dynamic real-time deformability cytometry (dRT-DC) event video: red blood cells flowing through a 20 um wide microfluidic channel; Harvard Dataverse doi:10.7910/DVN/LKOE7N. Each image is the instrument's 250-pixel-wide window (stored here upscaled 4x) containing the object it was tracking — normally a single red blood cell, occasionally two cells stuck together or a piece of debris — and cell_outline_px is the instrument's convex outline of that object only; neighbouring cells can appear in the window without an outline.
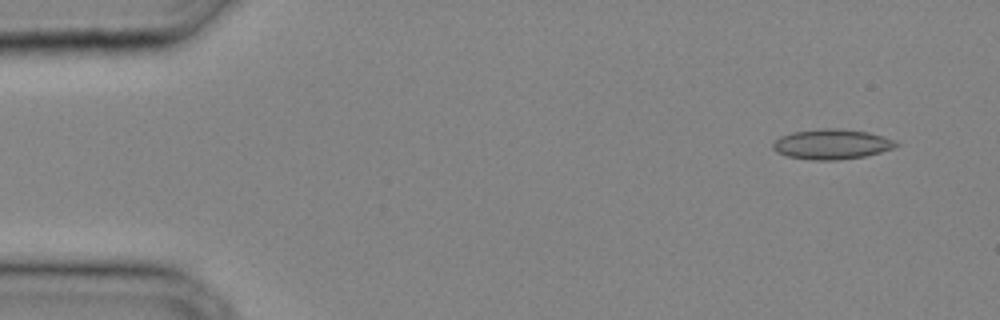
{"species": "common noctule bat (a hibernating species)", "species_latin": "Nyctalus noctula", "temperature_condition": "cold", "stored_images_in_passage": 32, "camera_frame_rate_fps": 3000, "um_per_image_px": 0.085, "animal": {"sex": "male", "body_mass_g": 20.4}, "frame": {"image": 1, "passage_image": 3, "time_ms": 0.667, "image_size_px": [1000, 320], "cell_outline_px": [[900, 144], [896, 148], [864, 156], [836, 160], [812, 160], [788, 156], [776, 152], [772, 148], [772, 144], [780, 136], [792, 132], [820, 128], [840, 128], [868, 132], [884, 136]], "centroid_in_image_um": [70.7, 12.25], "position_along_channel_um": 14.3, "area_um2": 21.68}}
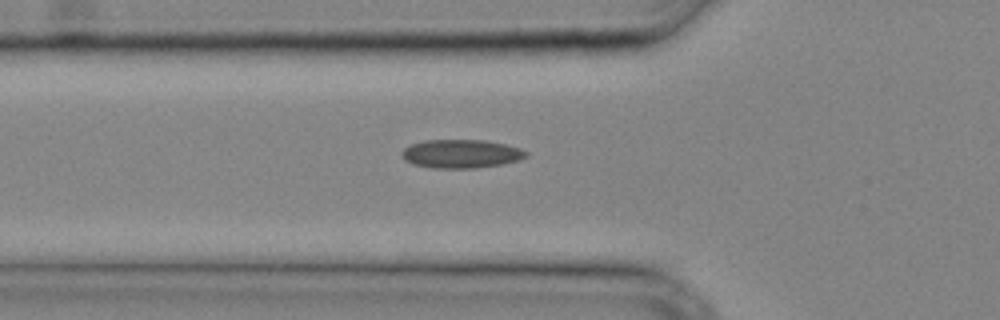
{"frame": {"image": 2, "passage_image": 12, "time_ms": 3.667, "image_size_px": [1000, 320], "cell_outline_px": [[528, 156], [520, 160], [500, 164], [476, 168], [432, 168], [412, 164], [404, 160], [400, 152], [404, 148], [412, 144], [424, 140], [484, 140], [504, 144], [520, 148], [528, 152]], "centroid_in_image_um": [39.18, 13.07], "position_along_channel_um": 86.6, "area_um2": 20.75}}
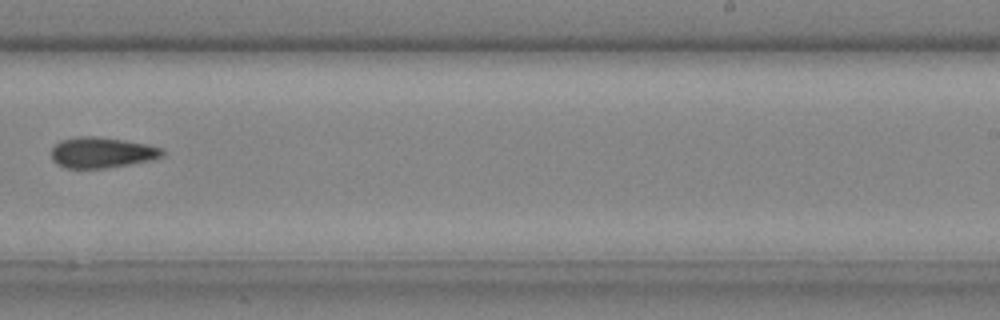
{"frame": {"image": 3, "passage_image": 22, "time_ms": 7.0, "image_size_px": [1000, 320], "cell_outline_px": [[164, 156], [152, 160], [108, 168], [68, 168], [56, 164], [52, 160], [52, 148], [60, 140], [76, 136], [96, 136], [124, 140], [148, 144], [164, 148]], "centroid_in_image_um": [8.68, 12.96], "position_along_channel_um": 280.3, "area_um2": 20.11}}